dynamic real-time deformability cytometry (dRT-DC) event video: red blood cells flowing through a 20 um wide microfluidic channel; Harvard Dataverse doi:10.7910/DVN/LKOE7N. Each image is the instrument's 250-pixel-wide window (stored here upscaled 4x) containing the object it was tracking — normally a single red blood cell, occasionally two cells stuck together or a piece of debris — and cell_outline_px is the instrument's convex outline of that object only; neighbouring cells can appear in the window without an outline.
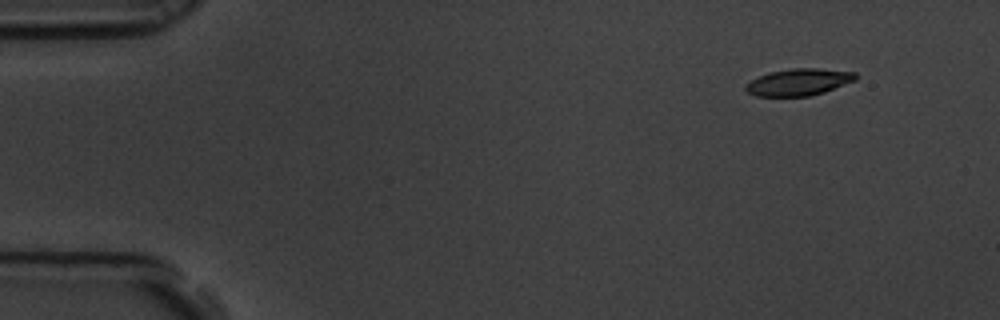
{"species": "common noctule bat (a hibernating species)", "species_latin": "Nyctalus noctula", "temperature_condition": "room temperature", "stored_images_in_passage": 13, "camera_frame_rate_fps": 3000, "um_per_image_px": 0.085, "animal": {"sex": "male", "body_mass_g": 19.5, "forearm_length_mm": 54.6}, "frame": {"image": 1, "passage_image": 1, "time_ms": 0.0, "image_size_px": [1000, 320], "cell_outline_px": [[856, 80], [824, 92], [808, 96], [756, 96], [748, 92], [744, 88], [744, 84], [768, 72], [792, 68], [820, 68], [856, 72]], "centroid_in_image_um": [67.89, 6.97], "position_along_channel_um": 17.1, "area_um2": 17.22}}
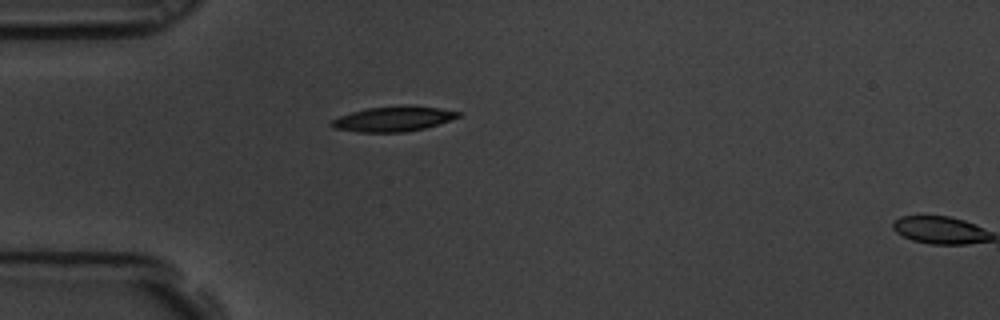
{"frame": {"image": 2, "passage_image": 12, "time_ms": 3.667, "image_size_px": [1000, 320], "cell_outline_px": [[460, 116], [424, 128], [404, 132], [356, 132], [332, 128], [328, 124], [332, 120], [340, 116], [352, 112], [368, 108], [404, 104], [412, 104], [440, 108], [460, 112]], "centroid_in_image_um": [33.39, 10.09], "position_along_channel_um": 51.6, "area_um2": 18.61}}